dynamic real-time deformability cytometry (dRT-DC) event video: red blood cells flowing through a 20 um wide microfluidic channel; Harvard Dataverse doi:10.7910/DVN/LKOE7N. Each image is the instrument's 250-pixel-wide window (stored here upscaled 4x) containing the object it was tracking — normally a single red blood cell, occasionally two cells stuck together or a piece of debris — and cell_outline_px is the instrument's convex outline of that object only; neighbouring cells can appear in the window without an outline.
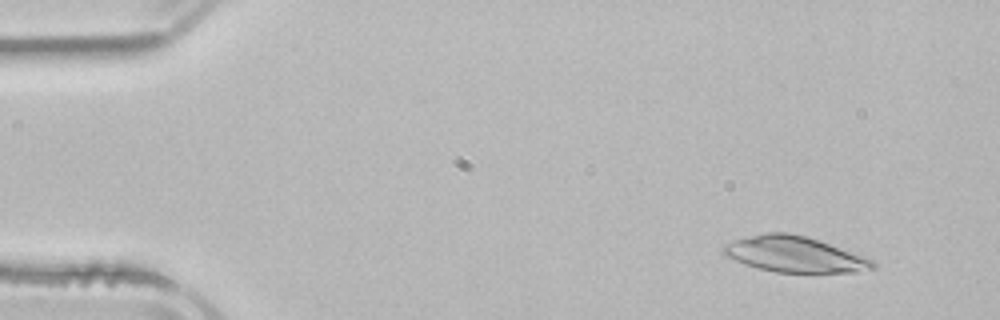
{"species": "common noctule bat (a hibernating species)", "species_latin": "Nyctalus noctula", "temperature_condition": "room temperature", "stored_images_in_passage": 6, "camera_frame_rate_fps": 3000, "um_per_image_px": 0.085, "animal": {"sex": "male", "body_mass_g": 21.5, "forearm_length_mm": 52.0}, "frame": {"image": 1, "passage_image": 2, "time_ms": 1.333, "image_size_px": [1000, 320], "cell_outline_px": [[876, 268], [856, 272], [776, 272], [760, 268], [724, 256], [720, 252], [724, 244], [736, 240], [764, 232], [788, 232], [820, 240], [864, 256], [872, 260], [876, 264]], "centroid_in_image_um": [67.54, 21.61], "position_along_channel_um": 17.5, "area_um2": 30.92}}
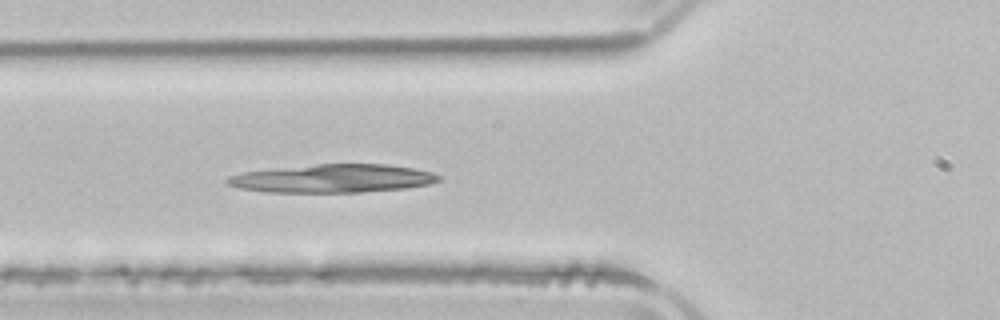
{"frame": {"image": 2, "passage_image": 6, "time_ms": 6.0, "image_size_px": [1000, 320], "cell_outline_px": [[440, 180], [428, 184], [404, 188], [360, 192], [264, 192], [240, 188], [228, 184], [224, 180], [228, 176], [244, 172], [272, 168], [316, 164], [388, 164], [412, 168], [432, 172], [440, 176]], "centroid_in_image_um": [28.24, 15.16], "position_along_channel_um": 97.6, "area_um2": 34.8}}